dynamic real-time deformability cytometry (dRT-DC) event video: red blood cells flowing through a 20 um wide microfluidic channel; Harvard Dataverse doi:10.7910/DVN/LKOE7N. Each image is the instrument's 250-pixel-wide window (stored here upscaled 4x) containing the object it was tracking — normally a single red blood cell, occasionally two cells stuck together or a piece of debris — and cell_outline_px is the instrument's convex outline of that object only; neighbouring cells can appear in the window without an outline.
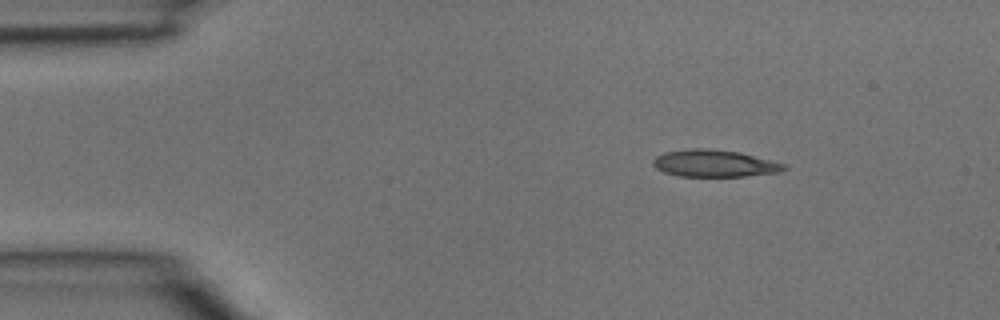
{"species": "common noctule bat (a hibernating species)", "species_latin": "Nyctalus noctula", "temperature_condition": "room temperature", "stored_images_in_passage": 3, "camera_frame_rate_fps": 3000, "um_per_image_px": 0.085, "animal": {"sex": "male", "body_mass_g": 15.6}, "frame": {"image": 1, "passage_image": 1, "time_ms": 0.0, "image_size_px": [1000, 320], "cell_outline_px": [[788, 168], [780, 172], [744, 176], [676, 176], [664, 172], [656, 168], [652, 164], [652, 160], [656, 156], [664, 152], [692, 148], [708, 148], [740, 152], [788, 164]], "centroid_in_image_um": [60.74, 13.88], "position_along_channel_um": 24.3, "area_um2": 20.87}}
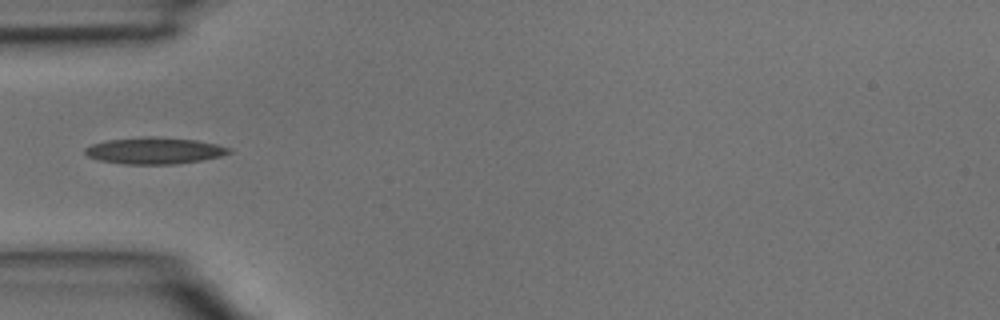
{"frame": {"image": 2, "passage_image": 3, "time_ms": 0.667, "image_size_px": [1000, 320], "cell_outline_px": [[232, 152], [220, 156], [200, 160], [176, 164], [124, 164], [100, 160], [88, 156], [84, 152], [84, 148], [92, 144], [108, 140], [144, 136], [156, 136], [196, 140], [216, 144], [232, 148]], "centroid_in_image_um": [13.13, 12.8], "position_along_channel_um": 71.9, "area_um2": 22.31}}